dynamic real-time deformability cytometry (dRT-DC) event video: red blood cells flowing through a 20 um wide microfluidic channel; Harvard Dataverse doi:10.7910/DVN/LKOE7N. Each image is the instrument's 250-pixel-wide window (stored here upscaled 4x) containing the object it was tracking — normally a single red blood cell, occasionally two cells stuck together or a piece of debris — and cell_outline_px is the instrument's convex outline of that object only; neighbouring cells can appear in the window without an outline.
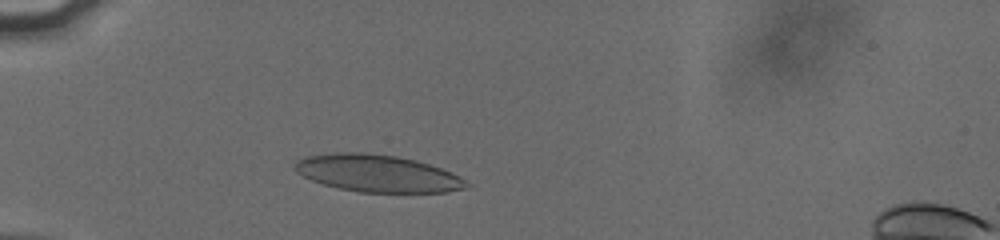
{"species": "human", "species_latin": "Homo sapiens", "temperature_condition": "cold", "stored_images_in_passage": 38, "camera_frame_rate_fps": 3000, "um_per_image_px": 0.085, "donor": {"sex": "male"}, "frame": {"image": 1, "passage_image": 8, "time_ms": 2.333, "image_size_px": [1000, 240], "cell_outline_px": [[472, 184], [468, 188], [448, 192], [360, 192], [340, 188], [324, 184], [312, 180], [296, 172], [292, 168], [296, 160], [304, 156], [344, 152], [360, 152], [396, 156], [416, 160], [440, 168]], "centroid_in_image_um": [32.05, 14.74], "position_along_channel_um": 52.9, "area_um2": 36.93}}
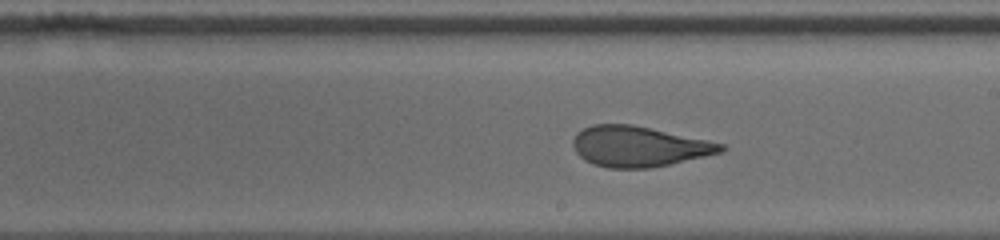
{"frame": {"image": 2, "passage_image": 24, "time_ms": 7.667, "image_size_px": [1000, 240], "cell_outline_px": [[728, 148], [720, 152], [704, 156], [652, 168], [608, 168], [592, 164], [584, 160], [576, 152], [572, 144], [572, 140], [576, 132], [592, 124], [632, 124], [724, 144]], "centroid_in_image_um": [54.24, 12.45], "position_along_channel_um": 234.8, "area_um2": 34.74}}
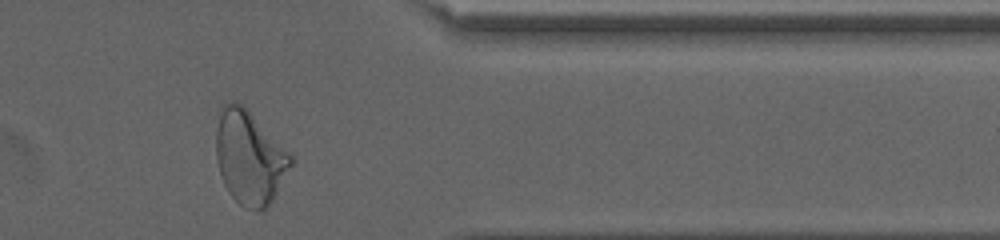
{"frame": {"image": 3, "passage_image": 37, "time_ms": 12.0, "image_size_px": [1000, 240], "cell_outline_px": [[292, 164], [272, 200], [260, 212], [244, 208], [228, 192], [224, 184], [216, 160], [216, 132], [220, 112], [224, 104], [232, 100], [236, 100], [292, 156]], "centroid_in_image_um": [21.17, 13.43], "position_along_channel_um": 390.2, "area_um2": 39.71}, "authors_computed_cell_mechanics": {"area_um2": 35.6048, "velocity_mm_per_s": 3.8254, "shape_relaxation_time_tau1_ms": 8.7999, "shape_relaxation_time_tau2_ms": 1.1244, "deformation_change_tau1": 0.2492, "deformation_change_tau2": 0.1003}}